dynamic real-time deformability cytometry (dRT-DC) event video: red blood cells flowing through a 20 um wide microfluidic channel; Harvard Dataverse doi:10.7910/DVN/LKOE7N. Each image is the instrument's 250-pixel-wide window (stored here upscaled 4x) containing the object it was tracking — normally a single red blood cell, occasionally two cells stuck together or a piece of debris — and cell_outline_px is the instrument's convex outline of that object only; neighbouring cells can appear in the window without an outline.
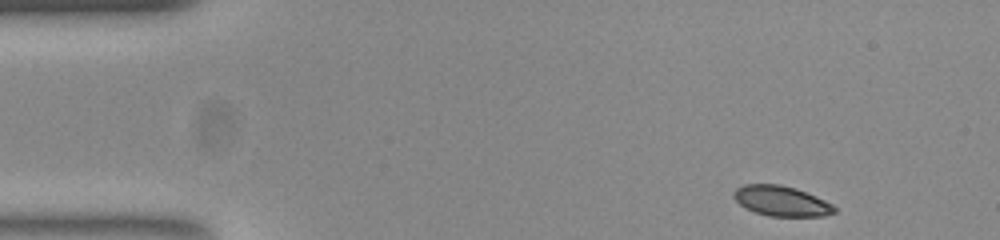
{"species": "common noctule bat (a hibernating species)", "species_latin": "Nyctalus noctula", "temperature_condition": "room temperature", "stored_images_in_passage": 49, "camera_frame_rate_fps": 3000, "um_per_image_px": 0.085, "animal": {"sex": "female", "body_mass_g": 23.0, "forearm_length_mm": 53.4}, "frame": {"image": 1, "passage_image": 1, "time_ms": 0.0, "image_size_px": [1000, 240], "cell_outline_px": [[836, 212], [824, 216], [768, 216], [744, 208], [732, 196], [732, 192], [736, 188], [744, 184], [780, 184], [796, 188], [816, 196], [832, 204], [836, 208]], "centroid_in_image_um": [66.4, 17.08], "position_along_channel_um": 18.6, "area_um2": 17.8}}
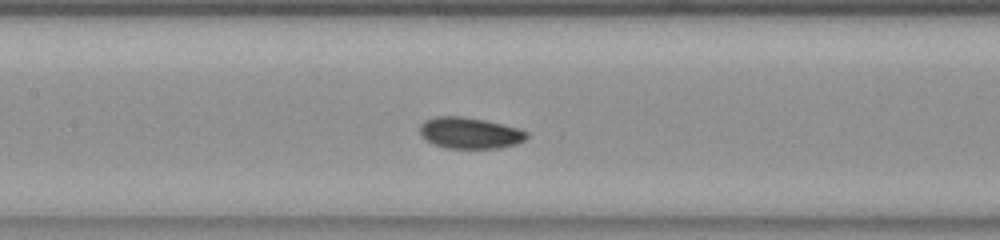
{"frame": {"image": 2, "passage_image": 20, "time_ms": 6.333, "image_size_px": [1000, 240], "cell_outline_px": [[528, 136], [524, 140], [516, 144], [500, 148], [444, 148], [424, 140], [420, 136], [420, 124], [424, 120], [436, 116], [464, 116], [484, 120], [520, 128], [528, 132]], "centroid_in_image_um": [39.91, 11.3], "position_along_channel_um": 167.5, "area_um2": 19.71}}
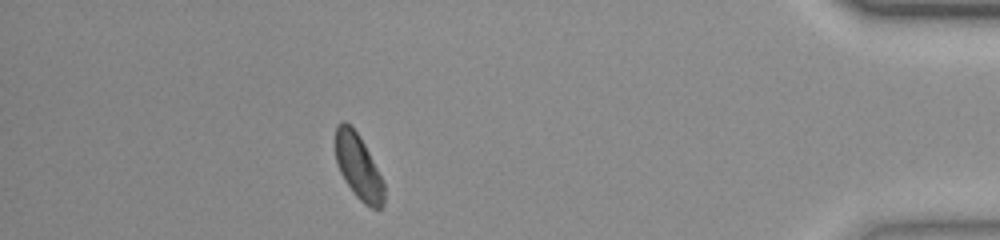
{"frame": {"image": 3, "passage_image": 43, "time_ms": 14.0, "image_size_px": [1000, 240], "cell_outline_px": [[384, 204], [380, 208], [372, 208], [364, 204], [356, 196], [344, 180], [336, 164], [336, 124], [340, 120], [344, 120], [360, 136], [384, 184]], "centroid_in_image_um": [30.44, 14.18], "position_along_channel_um": 404.8, "area_um2": 18.15}, "authors_computed_cell_mechanics": {"area_um2": 19.0162, "velocity_mm_per_s": 3.7759, "shape_relaxation_time_tau1_ms": 2.0117, "shape_relaxation_time_tau2_ms": null, "deformation_change_tau1": 0.0771, "deformation_change_tau2": null}}